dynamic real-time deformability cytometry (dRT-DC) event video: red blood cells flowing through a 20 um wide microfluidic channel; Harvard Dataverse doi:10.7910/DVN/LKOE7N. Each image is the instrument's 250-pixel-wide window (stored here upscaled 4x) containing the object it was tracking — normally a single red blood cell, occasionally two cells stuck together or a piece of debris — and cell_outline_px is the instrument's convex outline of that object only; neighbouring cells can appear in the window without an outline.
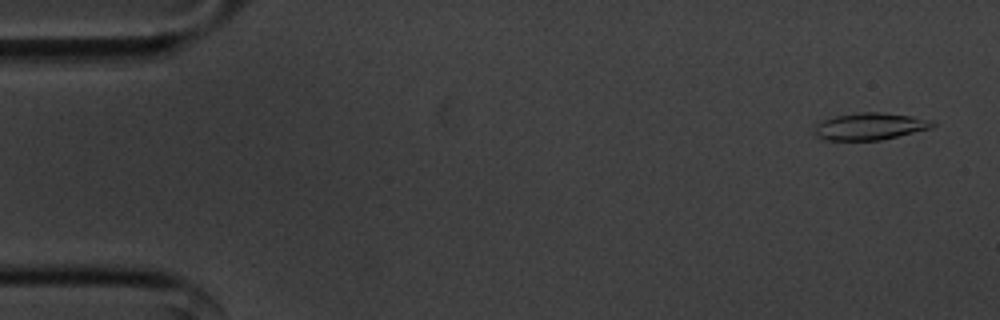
{"species": "common noctule bat (a hibernating species)", "species_latin": "Nyctalus noctula", "temperature_condition": "cold", "stored_images_in_passage": 54, "camera_frame_rate_fps": 3000, "um_per_image_px": 0.085, "animal": {"sex": "male", "body_mass_g": 20.1, "forearm_length_mm": 53.5}, "frame": {"image": 1, "passage_image": 2, "time_ms": 0.333, "image_size_px": [1000, 320], "cell_outline_px": [[936, 124], [932, 128], [880, 140], [824, 140], [816, 136], [816, 124], [820, 120], [836, 116], [860, 112], [880, 112], [912, 116], [936, 120]], "centroid_in_image_um": [73.98, 10.73], "position_along_channel_um": 11.0, "area_um2": 18.67}}
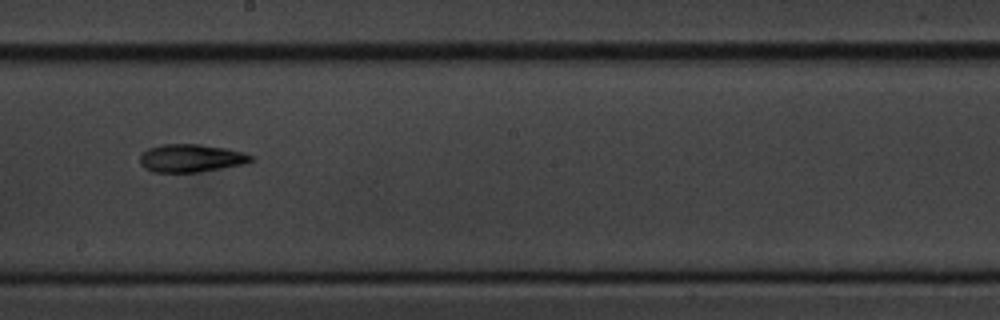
{"frame": {"image": 2, "passage_image": 30, "time_ms": 9.667, "image_size_px": [1000, 320], "cell_outline_px": [[256, 160], [244, 164], [196, 172], [152, 172], [144, 168], [140, 164], [140, 156], [148, 148], [160, 144], [200, 144], [224, 148], [240, 152], [252, 156]], "centroid_in_image_um": [16.2, 13.44], "position_along_channel_um": 232.0, "area_um2": 17.98}}
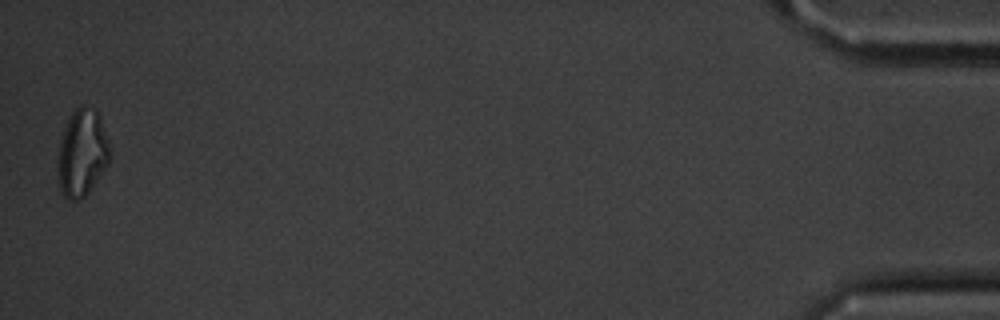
{"frame": {"image": 3, "passage_image": 54, "time_ms": 17.667, "image_size_px": [1000, 320], "cell_outline_px": [[108, 164], [88, 192], [80, 200], [68, 200], [64, 196], [60, 188], [60, 140], [68, 120], [72, 112], [80, 104], [84, 104], [96, 108], [108, 140]], "centroid_in_image_um": [7.0, 12.96], "position_along_channel_um": 428.2, "area_um2": 25.61}, "authors_computed_cell_mechanics": {"area_um2": 18.1781, "velocity_mm_per_s": 3.6104, "shape_relaxation_time_tau1_ms": 5.7836, "shape_relaxation_time_tau2_ms": 4.74, "deformation_change_tau1": 0.1669, "deformation_change_tau2": 0.1335}}